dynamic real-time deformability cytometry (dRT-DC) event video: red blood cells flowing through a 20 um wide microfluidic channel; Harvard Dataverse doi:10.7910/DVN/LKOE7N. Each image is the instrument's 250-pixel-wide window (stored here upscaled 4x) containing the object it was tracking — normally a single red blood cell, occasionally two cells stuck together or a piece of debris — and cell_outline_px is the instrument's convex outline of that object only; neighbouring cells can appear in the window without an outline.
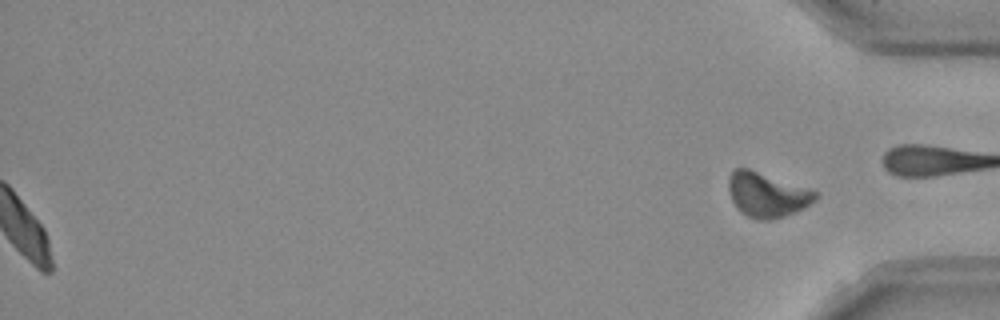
{"species": "Egyptian fruit bat (a non-hibernating species)", "species_latin": "Rousettus aegyptiacus", "temperature_condition": "room temperature", "stored_images_in_passage": 39, "segment_of_instrument_passage": [2, 2], "camera_frame_rate_fps": 3000, "um_per_image_px": 0.085, "frame": {"image": 1, "passage_image": 39, "time_ms": 12.667, "image_size_px": [1000, 320], "cell_outline_px": [[820, 196], [816, 200], [804, 208], [796, 212], [784, 216], [768, 220], [760, 220], [748, 216], [740, 212], [736, 208], [732, 200], [728, 188], [728, 176], [736, 168], [748, 168], [820, 192]], "centroid_in_image_um": [65.21, 16.56], "position_along_channel_um": 370.0, "area_um2": 22.72}}